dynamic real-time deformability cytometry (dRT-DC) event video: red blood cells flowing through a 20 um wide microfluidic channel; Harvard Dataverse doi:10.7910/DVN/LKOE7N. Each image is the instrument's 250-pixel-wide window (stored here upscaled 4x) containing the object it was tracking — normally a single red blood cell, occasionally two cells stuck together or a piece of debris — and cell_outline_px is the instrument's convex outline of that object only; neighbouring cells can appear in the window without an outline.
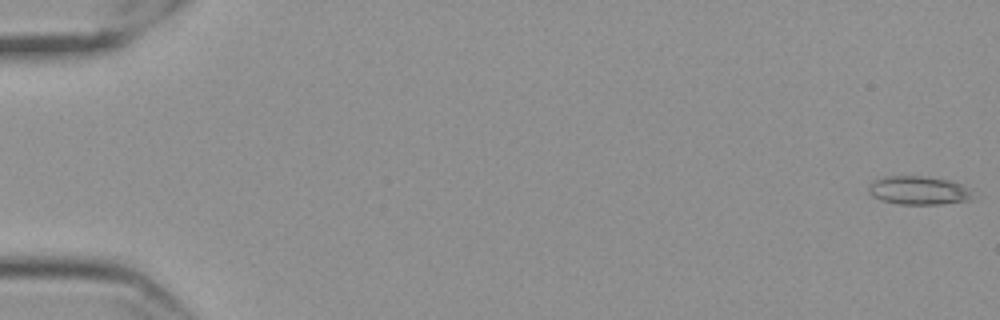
{"species": "Egyptian fruit bat (a non-hibernating species)", "species_latin": "Rousettus aegyptiacus", "temperature_condition": "cold", "stored_images_in_passage": 58, "camera_frame_rate_fps": 3000, "um_per_image_px": 0.085, "frame": {"image": 1, "passage_image": 1, "time_ms": 0.0, "image_size_px": [1000, 320], "cell_outline_px": [[972, 200], [940, 204], [896, 204], [872, 196], [868, 192], [868, 184], [872, 180], [888, 176], [924, 176], [948, 180], [972, 188]], "centroid_in_image_um": [78.09, 16.18], "position_along_channel_um": 6.9, "area_um2": 17.46}}
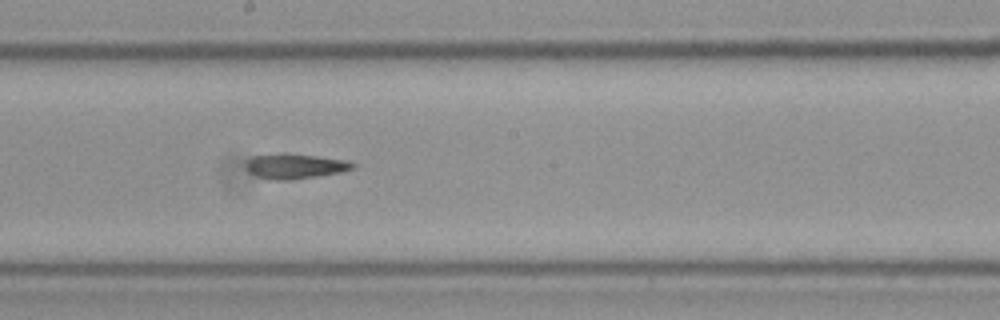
{"frame": {"image": 2, "passage_image": 33, "time_ms": 10.667, "image_size_px": [1000, 320], "cell_outline_px": [[356, 168], [340, 172], [292, 180], [272, 180], [256, 176], [248, 172], [244, 164], [252, 156], [284, 152], [316, 156], [344, 160], [356, 164]], "centroid_in_image_um": [25.03, 14.12], "position_along_channel_um": 223.2, "area_um2": 15.72}}
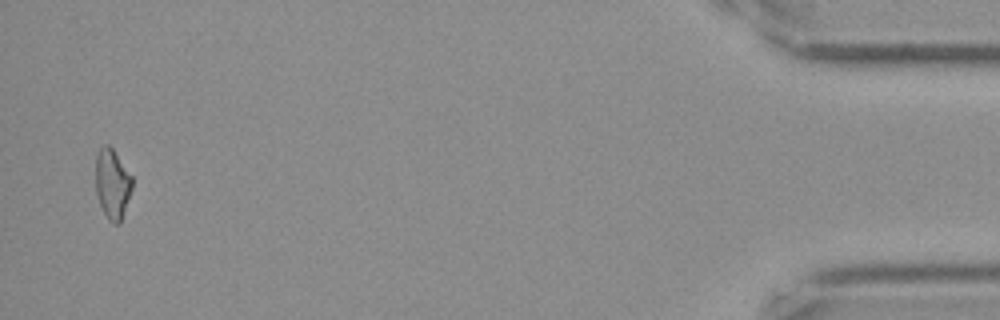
{"frame": {"image": 3, "passage_image": 57, "time_ms": 18.667, "image_size_px": [1000, 320], "cell_outline_px": [[132, 188], [120, 224], [116, 224], [108, 220], [100, 204], [96, 192], [96, 156], [100, 148], [104, 144], [108, 144], [112, 148], [132, 176]], "centroid_in_image_um": [9.55, 15.62], "position_along_channel_um": 425.7, "area_um2": 14.74}}